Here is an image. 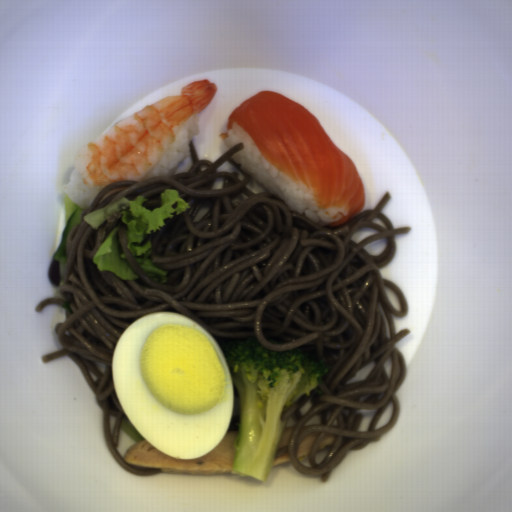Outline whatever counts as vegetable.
<instances>
[{
    "label": "vegetable",
    "instance_id": "vegetable-1",
    "mask_svg": "<svg viewBox=\"0 0 512 512\" xmlns=\"http://www.w3.org/2000/svg\"><path fill=\"white\" fill-rule=\"evenodd\" d=\"M147 197L136 196L135 200L126 197L121 198L114 204L86 212L83 215L84 221L99 229L105 221L111 229L109 235L97 249L92 257L94 265L100 272H112L119 280L136 281L139 277L127 259V256L119 242V231L126 226V248L130 251L140 269L152 280L166 283L168 281V270L155 266L150 258L153 254L152 241L141 244L151 232L157 233L164 228V219H173L183 211L190 209L191 205L179 196L178 189H165L160 192L161 206L150 210L143 206ZM172 212H175L173 214Z\"/></svg>",
    "mask_w": 512,
    "mask_h": 512
},
{
    "label": "vegetable",
    "instance_id": "vegetable-2",
    "mask_svg": "<svg viewBox=\"0 0 512 512\" xmlns=\"http://www.w3.org/2000/svg\"><path fill=\"white\" fill-rule=\"evenodd\" d=\"M64 201H65V213H66V223H67V219L69 217V215L76 209L78 208L79 206L75 203H73L72 201H70L67 196L64 197Z\"/></svg>",
    "mask_w": 512,
    "mask_h": 512
}]
</instances>
